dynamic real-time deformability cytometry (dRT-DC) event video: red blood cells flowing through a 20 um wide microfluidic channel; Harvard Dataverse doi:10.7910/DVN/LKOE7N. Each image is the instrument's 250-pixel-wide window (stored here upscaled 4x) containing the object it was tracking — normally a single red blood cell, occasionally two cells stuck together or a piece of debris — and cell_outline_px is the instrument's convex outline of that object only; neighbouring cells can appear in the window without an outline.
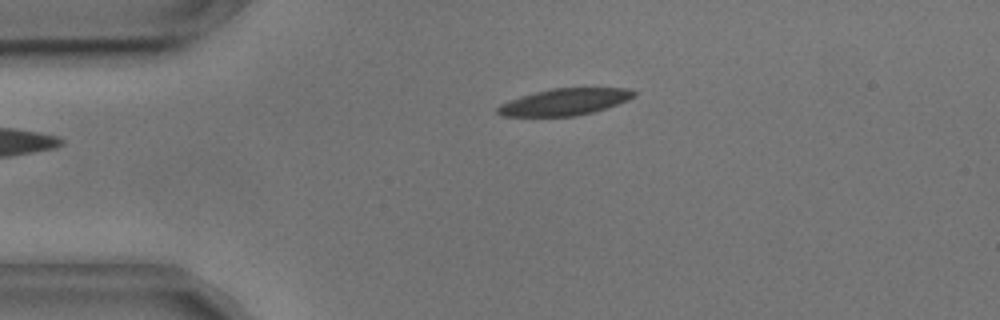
{"species": "common noctule bat (a hibernating species)", "species_latin": "Nyctalus noctula", "temperature_condition": "cold", "stored_images_in_passage": 39, "camera_frame_rate_fps": 3000, "um_per_image_px": 0.085, "animal": {"sex": "male", "body_mass_g": 17.9, "forearm_length_mm": 54.2}, "frame": {"image": 1, "passage_image": 1, "time_ms": 0.0, "image_size_px": [1000, 320], "cell_outline_px": [[636, 96], [628, 100], [592, 112], [576, 116], [500, 116], [496, 112], [496, 108], [500, 104], [536, 92], [552, 88], [628, 88], [636, 92]], "centroid_in_image_um": [48.0, 8.66], "position_along_channel_um": 37.0, "area_um2": 20.92}}
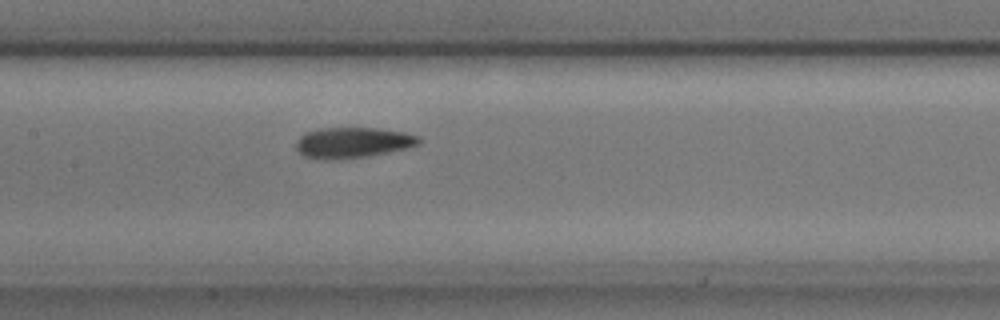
{"frame": {"image": 2, "passage_image": 15, "time_ms": 4.667, "image_size_px": [1000, 320], "cell_outline_px": [[420, 144], [408, 148], [368, 156], [340, 160], [324, 160], [304, 156], [296, 148], [296, 140], [304, 132], [320, 128], [376, 128], [404, 132], [420, 136]], "centroid_in_image_um": [29.97, 12.13], "position_along_channel_um": 177.4, "area_um2": 22.2}}
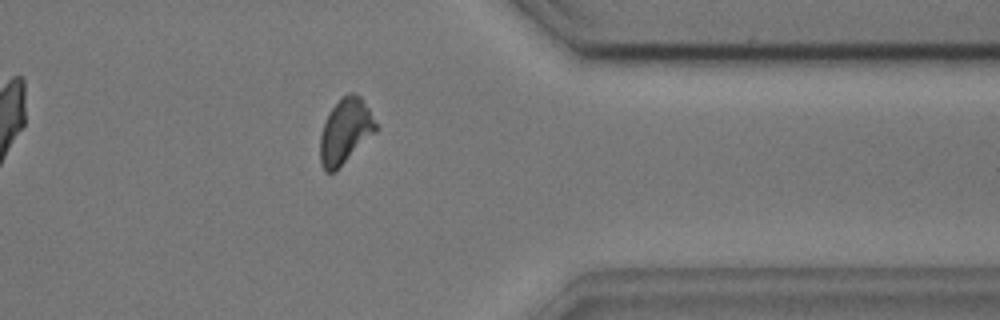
{"frame": {"image": 3, "passage_image": 33, "time_ms": 10.667, "image_size_px": [1000, 320], "cell_outline_px": [[376, 132], [336, 172], [324, 172], [320, 164], [320, 136], [324, 120], [328, 112], [348, 92], [352, 92], [360, 96], [368, 108], [376, 124]], "centroid_in_image_um": [29.32, 11.2], "position_along_channel_um": 382.1, "area_um2": 21.21}, "authors_computed_cell_mechanics": {"area_um2": 21.6172, "velocity_mm_per_s": 3.6202, "shape_relaxation_time_tau1_ms": 4.8315, "shape_relaxation_time_tau2_ms": 4.3375, "deformation_change_tau1": 0.1241, "deformation_change_tau2": 0.1046}}